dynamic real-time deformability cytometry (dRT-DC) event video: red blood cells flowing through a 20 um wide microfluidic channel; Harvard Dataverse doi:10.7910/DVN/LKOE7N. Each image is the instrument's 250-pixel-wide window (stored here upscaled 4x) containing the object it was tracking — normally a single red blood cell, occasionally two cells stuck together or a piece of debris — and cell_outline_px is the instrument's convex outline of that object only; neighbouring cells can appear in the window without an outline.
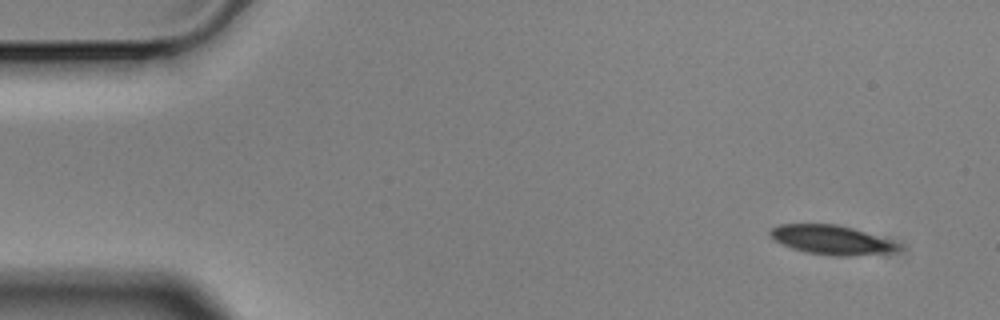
{"species": "Egyptian fruit bat (a non-hibernating species)", "species_latin": "Rousettus aegyptiacus", "temperature_condition": "cold", "stored_images_in_passage": 9, "camera_frame_rate_fps": 3000, "um_per_image_px": 0.085, "animal": {"sex": "male"}, "frame": {"image": 1, "passage_image": 1, "time_ms": 0.0, "image_size_px": [1000, 320], "cell_outline_px": [[900, 252], [848, 256], [832, 256], [808, 252], [792, 248], [768, 236], [768, 232], [772, 228], [780, 224], [836, 224], [852, 228], [892, 240], [900, 244]], "centroid_in_image_um": [70.73, 20.4], "position_along_channel_um": 14.3, "area_um2": 21.85}}
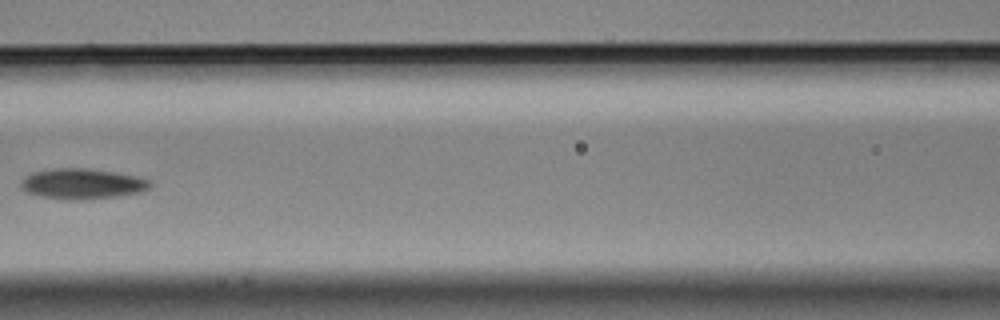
{"frame": {"image": 2, "passage_image": 6, "time_ms": 1.667, "image_size_px": [1000, 320], "cell_outline_px": [[152, 184], [148, 188], [140, 192], [116, 196], [84, 200], [68, 200], [40, 196], [28, 192], [20, 188], [20, 180], [24, 176], [32, 172], [52, 168], [84, 168], [112, 172], [136, 176], [152, 180]], "centroid_in_image_um": [6.95, 15.62], "position_along_channel_um": 159.7, "area_um2": 23.0}}
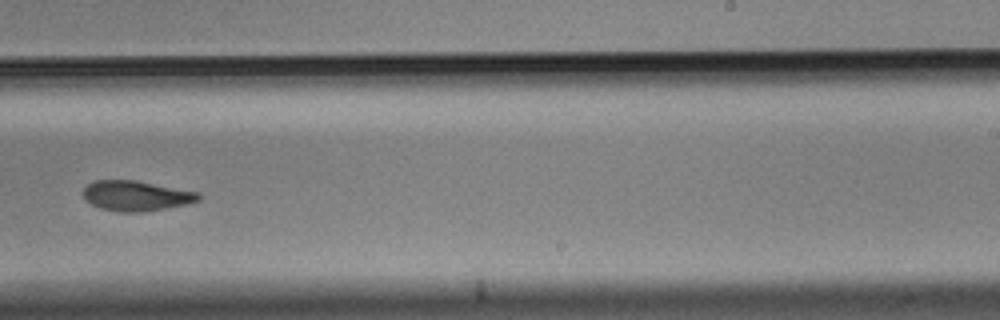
{"frame": {"image": 3, "passage_image": 9, "time_ms": 2.667, "image_size_px": [1000, 320], "cell_outline_px": [[200, 200], [188, 204], [140, 212], [120, 212], [100, 208], [84, 200], [84, 188], [88, 184], [96, 180], [136, 180], [200, 192]], "centroid_in_image_um": [11.59, 16.64], "position_along_channel_um": 277.4, "area_um2": 20.29}}